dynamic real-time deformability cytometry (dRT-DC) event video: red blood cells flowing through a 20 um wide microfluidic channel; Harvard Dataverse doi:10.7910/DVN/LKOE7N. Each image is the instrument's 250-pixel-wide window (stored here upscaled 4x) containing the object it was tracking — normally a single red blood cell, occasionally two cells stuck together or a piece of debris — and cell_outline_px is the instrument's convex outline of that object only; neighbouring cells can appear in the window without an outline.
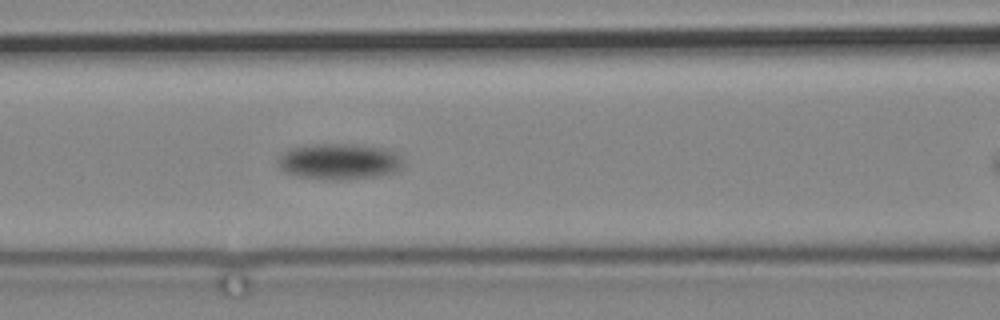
{"species": "common noctule bat (a hibernating species)", "species_latin": "Nyctalus noctula", "temperature_condition": "cold", "stored_images_in_passage": 11, "camera_frame_rate_fps": 3000, "um_per_image_px": 0.085, "animal": {"sex": "male", "body_mass_g": 19.2, "forearm_length_mm": 51.8}, "frame": {"image": 1, "passage_image": 10, "time_ms": 11.333, "image_size_px": [1000, 320], "cell_outline_px": [[404, 164], [396, 172], [380, 176], [344, 180], [328, 180], [292, 176], [284, 172], [276, 164], [276, 156], [280, 152], [288, 148], [312, 144], [356, 144], [388, 148], [396, 152], [404, 160]], "centroid_in_image_um": [28.79, 13.73], "position_along_channel_um": 137.8, "area_um2": 27.34}}